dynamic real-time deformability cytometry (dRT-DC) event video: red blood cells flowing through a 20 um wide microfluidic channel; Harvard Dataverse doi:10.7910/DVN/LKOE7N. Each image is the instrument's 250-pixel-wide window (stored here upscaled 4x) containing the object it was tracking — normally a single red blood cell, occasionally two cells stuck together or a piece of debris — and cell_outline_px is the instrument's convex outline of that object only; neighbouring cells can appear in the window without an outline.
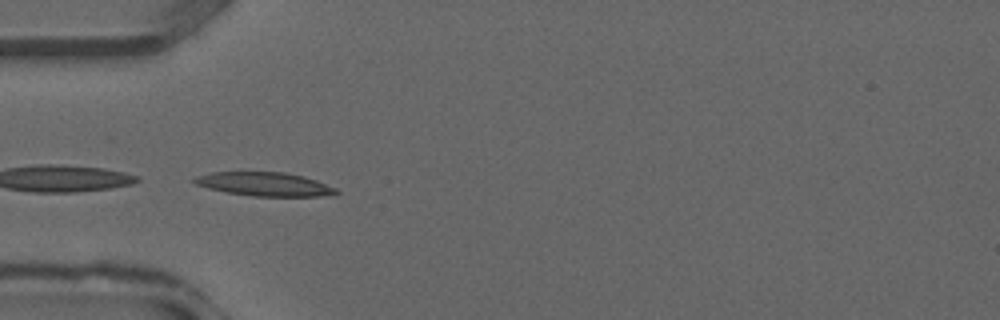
{"species": "common noctule bat (a hibernating species)", "species_latin": "Nyctalus noctula", "temperature_condition": "warm", "stored_images_in_passage": 28, "camera_frame_rate_fps": 3000, "um_per_image_px": 0.085, "animal": {"sex": "male", "forearm_length_mm": 52.5}, "frame": {"image": 1, "passage_image": 5, "time_ms": 1.333, "image_size_px": [1000, 320], "cell_outline_px": [[340, 192], [320, 196], [252, 196], [228, 192], [208, 188], [196, 184], [192, 180], [196, 176], [212, 172], [284, 172], [304, 176], [316, 180], [336, 188]], "centroid_in_image_um": [22.48, 15.64], "position_along_channel_um": 62.5, "area_um2": 19.42}}